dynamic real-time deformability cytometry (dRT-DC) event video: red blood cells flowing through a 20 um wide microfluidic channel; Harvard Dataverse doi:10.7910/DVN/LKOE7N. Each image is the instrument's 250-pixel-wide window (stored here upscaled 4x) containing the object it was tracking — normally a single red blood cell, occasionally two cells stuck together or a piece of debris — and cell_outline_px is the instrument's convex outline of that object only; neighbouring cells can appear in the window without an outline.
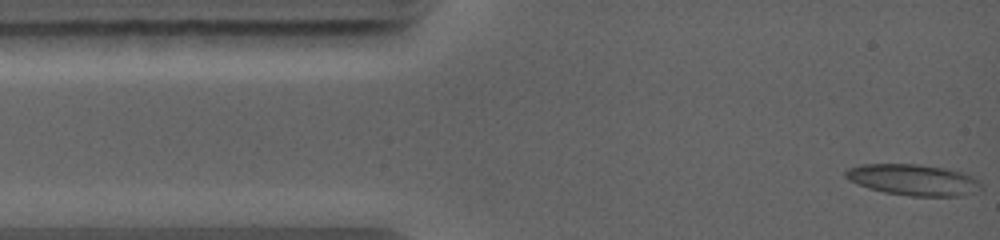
{"species": "common noctule bat (a hibernating species)", "species_latin": "Nyctalus noctula", "temperature_condition": "warm", "stored_images_in_passage": 15, "camera_frame_rate_fps": 5000, "um_per_image_px": 0.085, "animal": {"sex": "female", "body_mass_g": 19.0, "forearm_length_mm": 56.7}, "frame": {"image": 1, "passage_image": 1, "time_ms": 0.0, "image_size_px": [1000, 240], "cell_outline_px": [[980, 188], [960, 196], [912, 196], [884, 192], [868, 188], [848, 180], [844, 176], [844, 172], [848, 168], [860, 164], [920, 164], [944, 168], [964, 172], [972, 176], [980, 184]], "centroid_in_image_um": [77.56, 15.27], "position_along_channel_um": 7.4, "area_um2": 24.45}}
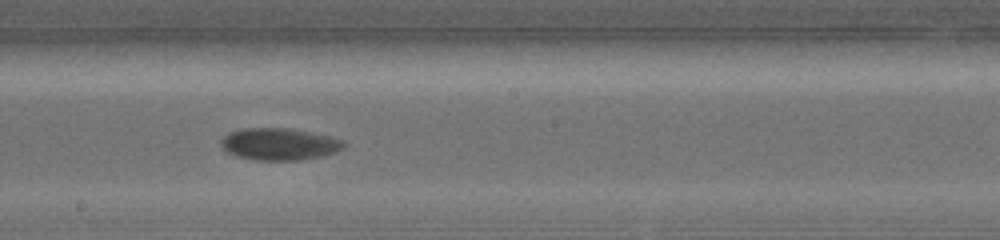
{"frame": {"image": 2, "passage_image": 8, "time_ms": 6.4, "image_size_px": [1000, 240], "cell_outline_px": [[348, 144], [344, 148], [336, 152], [320, 156], [300, 160], [256, 160], [236, 156], [228, 152], [220, 144], [220, 140], [228, 132], [244, 128], [284, 128], [308, 132], [328, 136], [344, 140]], "centroid_in_image_um": [23.74, 12.25], "position_along_channel_um": 224.5, "area_um2": 22.83}}
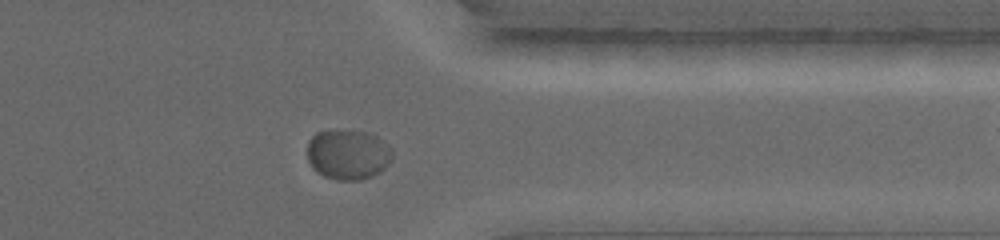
{"frame": {"image": 3, "passage_image": 12, "time_ms": 10.0, "image_size_px": [1000, 240], "cell_outline_px": [[392, 160], [380, 172], [372, 176], [360, 180], [336, 180], [324, 176], [316, 172], [312, 168], [308, 160], [308, 140], [316, 132], [336, 128], [372, 132], [388, 144], [392, 148]], "centroid_in_image_um": [29.58, 13.09], "position_along_channel_um": 381.8, "area_um2": 25.61}}